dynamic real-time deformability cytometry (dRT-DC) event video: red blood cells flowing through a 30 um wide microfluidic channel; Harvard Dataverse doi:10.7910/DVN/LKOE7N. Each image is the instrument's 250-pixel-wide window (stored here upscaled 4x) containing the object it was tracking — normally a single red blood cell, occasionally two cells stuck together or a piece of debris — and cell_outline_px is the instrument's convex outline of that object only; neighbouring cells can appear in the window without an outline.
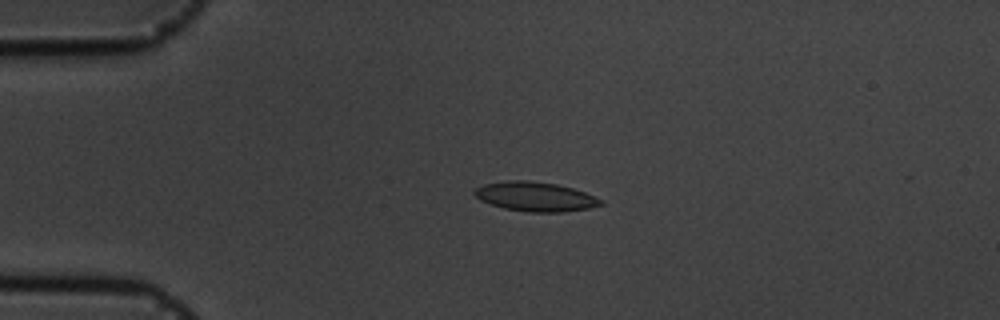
{"species": "common noctule bat (a hibernating species)", "species_latin": "Nyctalus noctula", "temperature_condition": "cold", "stored_images_in_passage": 56, "camera_frame_rate_fps": 3000, "um_per_image_px": 0.085, "animal": {"sex": "male", "body_mass_g": 19.5, "forearm_length_mm": 54.6}, "frame": {"image": 1, "passage_image": 13, "time_ms": 4.0, "image_size_px": [1000, 320], "cell_outline_px": [[604, 204], [588, 208], [564, 212], [528, 212], [504, 208], [480, 200], [472, 192], [476, 188], [484, 184], [508, 180], [528, 180], [556, 184], [572, 188], [584, 192], [604, 200]], "centroid_in_image_um": [45.51, 16.71], "position_along_channel_um": 39.5, "area_um2": 21.56}}
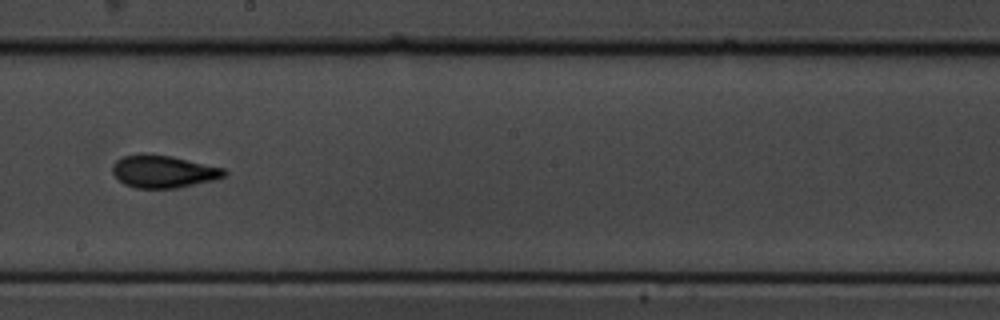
{"frame": {"image": 2, "passage_image": 32, "time_ms": 10.333, "image_size_px": [1000, 320], "cell_outline_px": [[228, 172], [224, 176], [212, 180], [176, 188], [136, 188], [124, 184], [112, 172], [112, 164], [116, 160], [124, 156], [140, 152], [144, 152], [172, 156], [224, 168]], "centroid_in_image_um": [13.85, 14.55], "position_along_channel_um": 234.4, "area_um2": 21.27}}
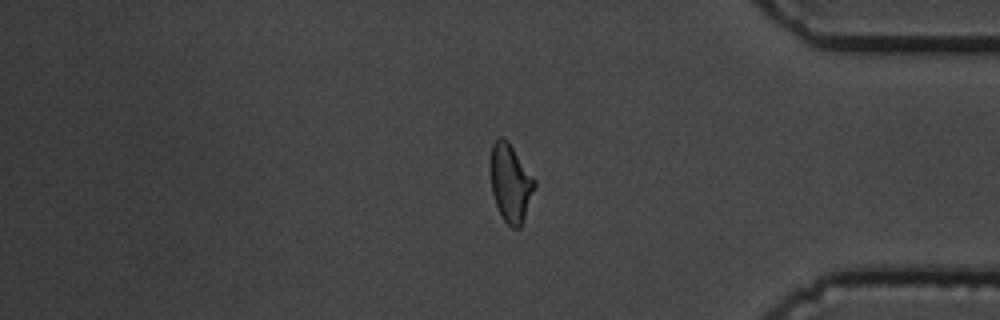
{"frame": {"image": 3, "passage_image": 47, "time_ms": 15.333, "image_size_px": [1000, 320], "cell_outline_px": [[536, 184], [520, 228], [512, 228], [504, 220], [496, 204], [492, 192], [492, 144], [500, 136], [504, 136], [508, 140], [536, 180]], "centroid_in_image_um": [43.42, 15.53], "position_along_channel_um": 391.8, "area_um2": 19.54}, "authors_computed_cell_mechanics": {"area_um2": 20.4034, "velocity_mm_per_s": 3.5718, "shape_relaxation_time_tau1_ms": 4.8769, "shape_relaxation_time_tau2_ms": 1.9247, "deformation_change_tau1": 0.1508, "deformation_change_tau2": 0.0685}}